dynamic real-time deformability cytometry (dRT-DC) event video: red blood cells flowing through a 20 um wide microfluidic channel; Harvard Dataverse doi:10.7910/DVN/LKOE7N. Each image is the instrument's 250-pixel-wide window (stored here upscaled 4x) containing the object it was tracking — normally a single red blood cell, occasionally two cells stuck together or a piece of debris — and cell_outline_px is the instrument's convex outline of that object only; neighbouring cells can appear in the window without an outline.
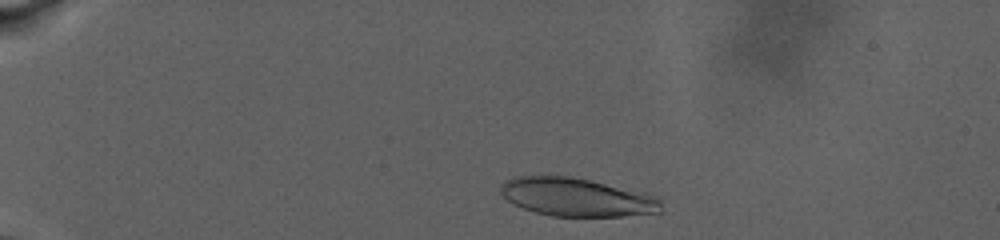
{"species": "human", "species_latin": "Homo sapiens", "temperature_condition": "warm", "stored_images_in_passage": 65, "camera_frame_rate_fps": 3000, "um_per_image_px": 0.085, "donor": {"sex": "male"}, "frame": {"image": 1, "passage_image": 5, "time_ms": 1.333, "image_size_px": [1000, 240], "cell_outline_px": [[664, 212], [624, 216], [552, 216], [536, 212], [512, 204], [500, 192], [500, 184], [504, 180], [512, 176], [568, 176], [648, 192], [664, 196]], "centroid_in_image_um": [49.14, 16.76], "position_along_channel_um": 35.9, "area_um2": 36.65}}
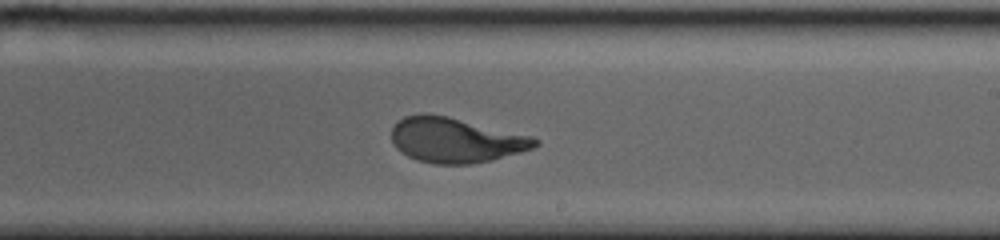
{"frame": {"image": 2, "passage_image": 42, "time_ms": 13.667, "image_size_px": [1000, 240], "cell_outline_px": [[540, 144], [532, 148], [520, 152], [492, 160], [468, 164], [436, 164], [416, 160], [400, 152], [392, 144], [392, 128], [396, 120], [404, 116], [424, 112], [448, 116], [532, 136], [540, 140]], "centroid_in_image_um": [38.69, 11.89], "position_along_channel_um": 250.3, "area_um2": 37.92}}
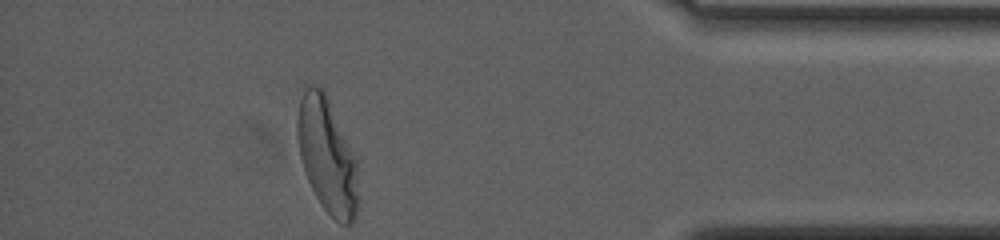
{"frame": {"image": 3, "passage_image": 65, "time_ms": 21.333, "image_size_px": [1000, 240], "cell_outline_px": [[360, 200], [356, 216], [348, 224], [340, 224], [320, 204], [308, 180], [300, 156], [296, 136], [296, 120], [300, 100], [308, 84], [312, 84], [324, 88], [360, 160]], "centroid_in_image_um": [27.89, 13.21], "position_along_channel_um": 407.3, "area_um2": 42.54}, "authors_computed_cell_mechanics": {"area_um2": 37.6278, "velocity_mm_per_s": 2.44, "shape_relaxation_time_tau1_ms": 6.8725, "shape_relaxation_time_tau2_ms": null, "deformation_change_tau1": 0.2322, "deformation_change_tau2": null}}